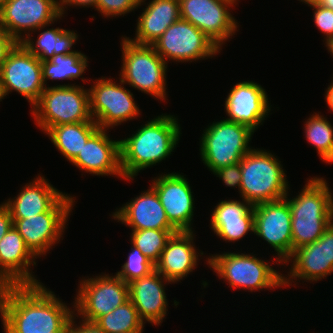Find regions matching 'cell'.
Segmentation results:
<instances>
[{
  "mask_svg": "<svg viewBox=\"0 0 333 333\" xmlns=\"http://www.w3.org/2000/svg\"><path fill=\"white\" fill-rule=\"evenodd\" d=\"M74 313V309L43 283L0 287V318L4 333L68 331Z\"/></svg>",
  "mask_w": 333,
  "mask_h": 333,
  "instance_id": "obj_1",
  "label": "cell"
},
{
  "mask_svg": "<svg viewBox=\"0 0 333 333\" xmlns=\"http://www.w3.org/2000/svg\"><path fill=\"white\" fill-rule=\"evenodd\" d=\"M146 122L132 136L120 139V166L126 181L168 158L179 143L181 127L174 115L164 113Z\"/></svg>",
  "mask_w": 333,
  "mask_h": 333,
  "instance_id": "obj_2",
  "label": "cell"
},
{
  "mask_svg": "<svg viewBox=\"0 0 333 333\" xmlns=\"http://www.w3.org/2000/svg\"><path fill=\"white\" fill-rule=\"evenodd\" d=\"M298 195L286 199L292 213L293 251L318 240L333 222V194L323 177H310Z\"/></svg>",
  "mask_w": 333,
  "mask_h": 333,
  "instance_id": "obj_3",
  "label": "cell"
},
{
  "mask_svg": "<svg viewBox=\"0 0 333 333\" xmlns=\"http://www.w3.org/2000/svg\"><path fill=\"white\" fill-rule=\"evenodd\" d=\"M240 196L253 205L286 197L287 176L281 161L266 149L254 147L240 161Z\"/></svg>",
  "mask_w": 333,
  "mask_h": 333,
  "instance_id": "obj_4",
  "label": "cell"
},
{
  "mask_svg": "<svg viewBox=\"0 0 333 333\" xmlns=\"http://www.w3.org/2000/svg\"><path fill=\"white\" fill-rule=\"evenodd\" d=\"M255 254L240 252H222L206 259L208 267L216 275L228 283V287L257 292L263 289L283 286L284 274L279 273L268 264V260H261ZM266 261V262H265Z\"/></svg>",
  "mask_w": 333,
  "mask_h": 333,
  "instance_id": "obj_5",
  "label": "cell"
},
{
  "mask_svg": "<svg viewBox=\"0 0 333 333\" xmlns=\"http://www.w3.org/2000/svg\"><path fill=\"white\" fill-rule=\"evenodd\" d=\"M31 108L35 124L44 133L57 125L94 121L88 88L75 83L46 87Z\"/></svg>",
  "mask_w": 333,
  "mask_h": 333,
  "instance_id": "obj_6",
  "label": "cell"
},
{
  "mask_svg": "<svg viewBox=\"0 0 333 333\" xmlns=\"http://www.w3.org/2000/svg\"><path fill=\"white\" fill-rule=\"evenodd\" d=\"M122 58L120 79L157 100L165 102L167 63L151 45H139L121 37Z\"/></svg>",
  "mask_w": 333,
  "mask_h": 333,
  "instance_id": "obj_7",
  "label": "cell"
},
{
  "mask_svg": "<svg viewBox=\"0 0 333 333\" xmlns=\"http://www.w3.org/2000/svg\"><path fill=\"white\" fill-rule=\"evenodd\" d=\"M254 131L225 118L210 123L200 140V156L209 171L238 163L252 149ZM251 147V148H250Z\"/></svg>",
  "mask_w": 333,
  "mask_h": 333,
  "instance_id": "obj_8",
  "label": "cell"
},
{
  "mask_svg": "<svg viewBox=\"0 0 333 333\" xmlns=\"http://www.w3.org/2000/svg\"><path fill=\"white\" fill-rule=\"evenodd\" d=\"M119 82L102 76L88 89L90 113L101 129L115 128L141 114L133 93L120 78Z\"/></svg>",
  "mask_w": 333,
  "mask_h": 333,
  "instance_id": "obj_9",
  "label": "cell"
},
{
  "mask_svg": "<svg viewBox=\"0 0 333 333\" xmlns=\"http://www.w3.org/2000/svg\"><path fill=\"white\" fill-rule=\"evenodd\" d=\"M93 277H82L73 304L75 314L89 322H95L129 299L128 283L116 274L101 273Z\"/></svg>",
  "mask_w": 333,
  "mask_h": 333,
  "instance_id": "obj_10",
  "label": "cell"
},
{
  "mask_svg": "<svg viewBox=\"0 0 333 333\" xmlns=\"http://www.w3.org/2000/svg\"><path fill=\"white\" fill-rule=\"evenodd\" d=\"M42 62L21 42L8 53L0 68V95L2 100L12 91L23 96L33 106L45 89Z\"/></svg>",
  "mask_w": 333,
  "mask_h": 333,
  "instance_id": "obj_11",
  "label": "cell"
},
{
  "mask_svg": "<svg viewBox=\"0 0 333 333\" xmlns=\"http://www.w3.org/2000/svg\"><path fill=\"white\" fill-rule=\"evenodd\" d=\"M164 59L175 62H196L212 58L220 49L212 39L190 22L179 19L151 45Z\"/></svg>",
  "mask_w": 333,
  "mask_h": 333,
  "instance_id": "obj_12",
  "label": "cell"
},
{
  "mask_svg": "<svg viewBox=\"0 0 333 333\" xmlns=\"http://www.w3.org/2000/svg\"><path fill=\"white\" fill-rule=\"evenodd\" d=\"M180 17L205 33L220 48L238 31L232 0H179ZM231 7V8H230Z\"/></svg>",
  "mask_w": 333,
  "mask_h": 333,
  "instance_id": "obj_13",
  "label": "cell"
},
{
  "mask_svg": "<svg viewBox=\"0 0 333 333\" xmlns=\"http://www.w3.org/2000/svg\"><path fill=\"white\" fill-rule=\"evenodd\" d=\"M61 17L58 0H7L0 12V25L17 42H21L26 37H33L31 33L42 26H51Z\"/></svg>",
  "mask_w": 333,
  "mask_h": 333,
  "instance_id": "obj_14",
  "label": "cell"
},
{
  "mask_svg": "<svg viewBox=\"0 0 333 333\" xmlns=\"http://www.w3.org/2000/svg\"><path fill=\"white\" fill-rule=\"evenodd\" d=\"M292 213L286 198L254 205V234L265 240L277 253L281 265L293 253Z\"/></svg>",
  "mask_w": 333,
  "mask_h": 333,
  "instance_id": "obj_15",
  "label": "cell"
},
{
  "mask_svg": "<svg viewBox=\"0 0 333 333\" xmlns=\"http://www.w3.org/2000/svg\"><path fill=\"white\" fill-rule=\"evenodd\" d=\"M289 262L290 271L287 277L283 276L285 288L292 283L297 285L295 282H300L299 279L317 282L333 273V222L318 240L295 249L283 265L288 266Z\"/></svg>",
  "mask_w": 333,
  "mask_h": 333,
  "instance_id": "obj_16",
  "label": "cell"
},
{
  "mask_svg": "<svg viewBox=\"0 0 333 333\" xmlns=\"http://www.w3.org/2000/svg\"><path fill=\"white\" fill-rule=\"evenodd\" d=\"M20 191L13 199L3 202L12 219H26L46 211H72L75 204L74 196L55 188L42 174L22 186Z\"/></svg>",
  "mask_w": 333,
  "mask_h": 333,
  "instance_id": "obj_17",
  "label": "cell"
},
{
  "mask_svg": "<svg viewBox=\"0 0 333 333\" xmlns=\"http://www.w3.org/2000/svg\"><path fill=\"white\" fill-rule=\"evenodd\" d=\"M184 176L180 172L162 173L150 186L156 191L170 224L178 232H192L195 201L190 183Z\"/></svg>",
  "mask_w": 333,
  "mask_h": 333,
  "instance_id": "obj_18",
  "label": "cell"
},
{
  "mask_svg": "<svg viewBox=\"0 0 333 333\" xmlns=\"http://www.w3.org/2000/svg\"><path fill=\"white\" fill-rule=\"evenodd\" d=\"M266 90L254 81H242L230 89L224 104L226 120L256 131L269 117L271 105Z\"/></svg>",
  "mask_w": 333,
  "mask_h": 333,
  "instance_id": "obj_19",
  "label": "cell"
},
{
  "mask_svg": "<svg viewBox=\"0 0 333 333\" xmlns=\"http://www.w3.org/2000/svg\"><path fill=\"white\" fill-rule=\"evenodd\" d=\"M35 258L22 236L12 226L0 240V287L41 284L30 267L36 266Z\"/></svg>",
  "mask_w": 333,
  "mask_h": 333,
  "instance_id": "obj_20",
  "label": "cell"
},
{
  "mask_svg": "<svg viewBox=\"0 0 333 333\" xmlns=\"http://www.w3.org/2000/svg\"><path fill=\"white\" fill-rule=\"evenodd\" d=\"M71 211H46L26 219H12L26 246L37 257L46 256L60 242ZM66 226V227H65Z\"/></svg>",
  "mask_w": 333,
  "mask_h": 333,
  "instance_id": "obj_21",
  "label": "cell"
},
{
  "mask_svg": "<svg viewBox=\"0 0 333 333\" xmlns=\"http://www.w3.org/2000/svg\"><path fill=\"white\" fill-rule=\"evenodd\" d=\"M107 129L99 128L71 161L82 172L124 179L120 166V140L110 139Z\"/></svg>",
  "mask_w": 333,
  "mask_h": 333,
  "instance_id": "obj_22",
  "label": "cell"
},
{
  "mask_svg": "<svg viewBox=\"0 0 333 333\" xmlns=\"http://www.w3.org/2000/svg\"><path fill=\"white\" fill-rule=\"evenodd\" d=\"M172 284L156 269L150 274L137 278L129 285V299L137 309L143 322L159 326L167 315L168 300L165 285Z\"/></svg>",
  "mask_w": 333,
  "mask_h": 333,
  "instance_id": "obj_23",
  "label": "cell"
},
{
  "mask_svg": "<svg viewBox=\"0 0 333 333\" xmlns=\"http://www.w3.org/2000/svg\"><path fill=\"white\" fill-rule=\"evenodd\" d=\"M112 219L127 225L131 230H176L169 222L156 191L150 186L146 191L117 208Z\"/></svg>",
  "mask_w": 333,
  "mask_h": 333,
  "instance_id": "obj_24",
  "label": "cell"
},
{
  "mask_svg": "<svg viewBox=\"0 0 333 333\" xmlns=\"http://www.w3.org/2000/svg\"><path fill=\"white\" fill-rule=\"evenodd\" d=\"M193 232L173 234L167 241L159 261L155 264V269L172 283H178L193 272L198 266V257L204 255V252L199 253L195 247Z\"/></svg>",
  "mask_w": 333,
  "mask_h": 333,
  "instance_id": "obj_25",
  "label": "cell"
},
{
  "mask_svg": "<svg viewBox=\"0 0 333 333\" xmlns=\"http://www.w3.org/2000/svg\"><path fill=\"white\" fill-rule=\"evenodd\" d=\"M241 199L222 200L211 212L210 228L225 242L239 241L248 232L254 233V205Z\"/></svg>",
  "mask_w": 333,
  "mask_h": 333,
  "instance_id": "obj_26",
  "label": "cell"
},
{
  "mask_svg": "<svg viewBox=\"0 0 333 333\" xmlns=\"http://www.w3.org/2000/svg\"><path fill=\"white\" fill-rule=\"evenodd\" d=\"M138 16L135 37H127L135 44L152 45L170 25L179 20V0H152Z\"/></svg>",
  "mask_w": 333,
  "mask_h": 333,
  "instance_id": "obj_27",
  "label": "cell"
},
{
  "mask_svg": "<svg viewBox=\"0 0 333 333\" xmlns=\"http://www.w3.org/2000/svg\"><path fill=\"white\" fill-rule=\"evenodd\" d=\"M44 28L46 30H44ZM36 41L31 37H26L21 43L41 62L50 60L54 55H69L77 50H72V46L78 41V34L73 30L63 28H49L42 26L38 29Z\"/></svg>",
  "mask_w": 333,
  "mask_h": 333,
  "instance_id": "obj_28",
  "label": "cell"
},
{
  "mask_svg": "<svg viewBox=\"0 0 333 333\" xmlns=\"http://www.w3.org/2000/svg\"><path fill=\"white\" fill-rule=\"evenodd\" d=\"M99 128L95 121H86L57 125L44 134L48 135L58 151L71 162Z\"/></svg>",
  "mask_w": 333,
  "mask_h": 333,
  "instance_id": "obj_29",
  "label": "cell"
},
{
  "mask_svg": "<svg viewBox=\"0 0 333 333\" xmlns=\"http://www.w3.org/2000/svg\"><path fill=\"white\" fill-rule=\"evenodd\" d=\"M88 57L78 50L69 55H54L50 60L42 62V79L45 87L48 80H77L82 77L88 67ZM85 80V81H84Z\"/></svg>",
  "mask_w": 333,
  "mask_h": 333,
  "instance_id": "obj_30",
  "label": "cell"
},
{
  "mask_svg": "<svg viewBox=\"0 0 333 333\" xmlns=\"http://www.w3.org/2000/svg\"><path fill=\"white\" fill-rule=\"evenodd\" d=\"M95 323L106 333H143L145 327L130 299L99 317Z\"/></svg>",
  "mask_w": 333,
  "mask_h": 333,
  "instance_id": "obj_31",
  "label": "cell"
},
{
  "mask_svg": "<svg viewBox=\"0 0 333 333\" xmlns=\"http://www.w3.org/2000/svg\"><path fill=\"white\" fill-rule=\"evenodd\" d=\"M304 122V133L307 143L317 149L320 160L333 163V126L327 118L318 113L310 114Z\"/></svg>",
  "mask_w": 333,
  "mask_h": 333,
  "instance_id": "obj_32",
  "label": "cell"
},
{
  "mask_svg": "<svg viewBox=\"0 0 333 333\" xmlns=\"http://www.w3.org/2000/svg\"><path fill=\"white\" fill-rule=\"evenodd\" d=\"M177 230L143 229L131 231V245L139 248L153 264H156L161 256L167 241L176 234Z\"/></svg>",
  "mask_w": 333,
  "mask_h": 333,
  "instance_id": "obj_33",
  "label": "cell"
},
{
  "mask_svg": "<svg viewBox=\"0 0 333 333\" xmlns=\"http://www.w3.org/2000/svg\"><path fill=\"white\" fill-rule=\"evenodd\" d=\"M128 259L122 265L120 271L116 275L126 283L146 276L155 270V264L142 254L141 250L132 245Z\"/></svg>",
  "mask_w": 333,
  "mask_h": 333,
  "instance_id": "obj_34",
  "label": "cell"
},
{
  "mask_svg": "<svg viewBox=\"0 0 333 333\" xmlns=\"http://www.w3.org/2000/svg\"><path fill=\"white\" fill-rule=\"evenodd\" d=\"M146 0H97L95 10L105 18L124 16L145 5ZM143 3V4H142Z\"/></svg>",
  "mask_w": 333,
  "mask_h": 333,
  "instance_id": "obj_35",
  "label": "cell"
},
{
  "mask_svg": "<svg viewBox=\"0 0 333 333\" xmlns=\"http://www.w3.org/2000/svg\"><path fill=\"white\" fill-rule=\"evenodd\" d=\"M313 8V20L315 26L324 36L325 44L333 38V10L320 4L309 5Z\"/></svg>",
  "mask_w": 333,
  "mask_h": 333,
  "instance_id": "obj_36",
  "label": "cell"
},
{
  "mask_svg": "<svg viewBox=\"0 0 333 333\" xmlns=\"http://www.w3.org/2000/svg\"><path fill=\"white\" fill-rule=\"evenodd\" d=\"M213 174L222 179L226 187L237 188L240 192L242 179L240 162L215 170Z\"/></svg>",
  "mask_w": 333,
  "mask_h": 333,
  "instance_id": "obj_37",
  "label": "cell"
},
{
  "mask_svg": "<svg viewBox=\"0 0 333 333\" xmlns=\"http://www.w3.org/2000/svg\"><path fill=\"white\" fill-rule=\"evenodd\" d=\"M75 319H78V316L74 313L69 320L68 333H106L95 322H89L82 319L79 321V325H77Z\"/></svg>",
  "mask_w": 333,
  "mask_h": 333,
  "instance_id": "obj_38",
  "label": "cell"
},
{
  "mask_svg": "<svg viewBox=\"0 0 333 333\" xmlns=\"http://www.w3.org/2000/svg\"><path fill=\"white\" fill-rule=\"evenodd\" d=\"M18 42L0 25V68L10 50Z\"/></svg>",
  "mask_w": 333,
  "mask_h": 333,
  "instance_id": "obj_39",
  "label": "cell"
},
{
  "mask_svg": "<svg viewBox=\"0 0 333 333\" xmlns=\"http://www.w3.org/2000/svg\"><path fill=\"white\" fill-rule=\"evenodd\" d=\"M13 226V220L11 213L8 207L4 204H0V240L4 237V235L9 231V229Z\"/></svg>",
  "mask_w": 333,
  "mask_h": 333,
  "instance_id": "obj_40",
  "label": "cell"
},
{
  "mask_svg": "<svg viewBox=\"0 0 333 333\" xmlns=\"http://www.w3.org/2000/svg\"><path fill=\"white\" fill-rule=\"evenodd\" d=\"M60 2V12L62 17H64L63 15L66 13L65 12V8L68 9L67 7L69 6H79V7H96V2L97 0H59ZM67 6V7H66Z\"/></svg>",
  "mask_w": 333,
  "mask_h": 333,
  "instance_id": "obj_41",
  "label": "cell"
},
{
  "mask_svg": "<svg viewBox=\"0 0 333 333\" xmlns=\"http://www.w3.org/2000/svg\"><path fill=\"white\" fill-rule=\"evenodd\" d=\"M325 93V101L327 102L326 104L328 105L330 111L333 112V80H331L330 85H328Z\"/></svg>",
  "mask_w": 333,
  "mask_h": 333,
  "instance_id": "obj_42",
  "label": "cell"
},
{
  "mask_svg": "<svg viewBox=\"0 0 333 333\" xmlns=\"http://www.w3.org/2000/svg\"><path fill=\"white\" fill-rule=\"evenodd\" d=\"M317 4L333 10V0H318Z\"/></svg>",
  "mask_w": 333,
  "mask_h": 333,
  "instance_id": "obj_43",
  "label": "cell"
},
{
  "mask_svg": "<svg viewBox=\"0 0 333 333\" xmlns=\"http://www.w3.org/2000/svg\"><path fill=\"white\" fill-rule=\"evenodd\" d=\"M325 46L327 47L328 52H329L330 55L332 56V55H333V38L330 39V40L326 43ZM332 57H333V56H332Z\"/></svg>",
  "mask_w": 333,
  "mask_h": 333,
  "instance_id": "obj_44",
  "label": "cell"
},
{
  "mask_svg": "<svg viewBox=\"0 0 333 333\" xmlns=\"http://www.w3.org/2000/svg\"><path fill=\"white\" fill-rule=\"evenodd\" d=\"M298 1L302 2V4H303V2H304V3L307 4L308 6H309V5H312V4H316V3L318 2V0H298Z\"/></svg>",
  "mask_w": 333,
  "mask_h": 333,
  "instance_id": "obj_45",
  "label": "cell"
},
{
  "mask_svg": "<svg viewBox=\"0 0 333 333\" xmlns=\"http://www.w3.org/2000/svg\"><path fill=\"white\" fill-rule=\"evenodd\" d=\"M7 0H0V12L2 10L3 5L5 4Z\"/></svg>",
  "mask_w": 333,
  "mask_h": 333,
  "instance_id": "obj_46",
  "label": "cell"
},
{
  "mask_svg": "<svg viewBox=\"0 0 333 333\" xmlns=\"http://www.w3.org/2000/svg\"><path fill=\"white\" fill-rule=\"evenodd\" d=\"M52 333H68V331H57V332H52Z\"/></svg>",
  "mask_w": 333,
  "mask_h": 333,
  "instance_id": "obj_47",
  "label": "cell"
},
{
  "mask_svg": "<svg viewBox=\"0 0 333 333\" xmlns=\"http://www.w3.org/2000/svg\"><path fill=\"white\" fill-rule=\"evenodd\" d=\"M232 1H234L236 4H238L237 2H239V0H232Z\"/></svg>",
  "mask_w": 333,
  "mask_h": 333,
  "instance_id": "obj_48",
  "label": "cell"
}]
</instances>
